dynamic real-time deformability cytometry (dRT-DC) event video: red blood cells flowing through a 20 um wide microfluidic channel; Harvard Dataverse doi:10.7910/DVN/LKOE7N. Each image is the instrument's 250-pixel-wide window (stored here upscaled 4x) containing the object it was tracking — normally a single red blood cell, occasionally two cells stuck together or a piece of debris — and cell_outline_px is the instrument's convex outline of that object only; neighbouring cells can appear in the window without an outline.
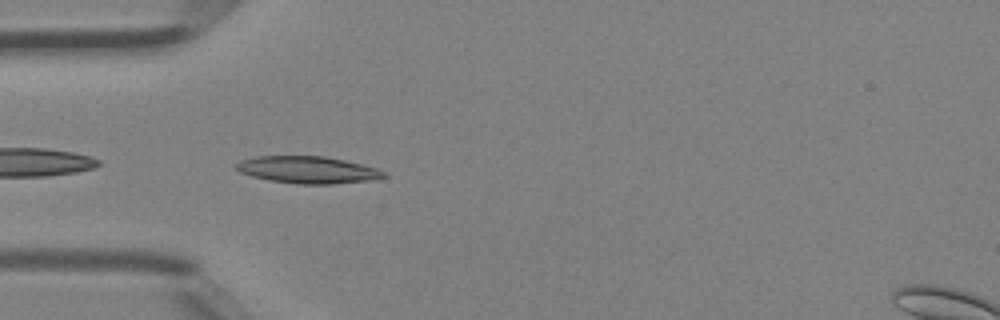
{"species": "Egyptian fruit bat (a non-hibernating species)", "species_latin": "Rousettus aegyptiacus", "temperature_condition": "room temperature", "stored_images_in_passage": 5, "camera_frame_rate_fps": 3000, "um_per_image_px": 0.085, "animal": {"sex": "female"}, "frame": {"image": 1, "passage_image": 4, "time_ms": 1.0, "image_size_px": [1000, 320], "cell_outline_px": [[388, 176], [368, 180], [332, 184], [296, 184], [268, 180], [252, 176], [240, 172], [236, 168], [236, 164], [240, 160], [256, 156], [324, 156], [344, 160], [376, 168], [384, 172]], "centroid_in_image_um": [26.12, 14.43], "position_along_channel_um": 58.9, "area_um2": 23.12}}